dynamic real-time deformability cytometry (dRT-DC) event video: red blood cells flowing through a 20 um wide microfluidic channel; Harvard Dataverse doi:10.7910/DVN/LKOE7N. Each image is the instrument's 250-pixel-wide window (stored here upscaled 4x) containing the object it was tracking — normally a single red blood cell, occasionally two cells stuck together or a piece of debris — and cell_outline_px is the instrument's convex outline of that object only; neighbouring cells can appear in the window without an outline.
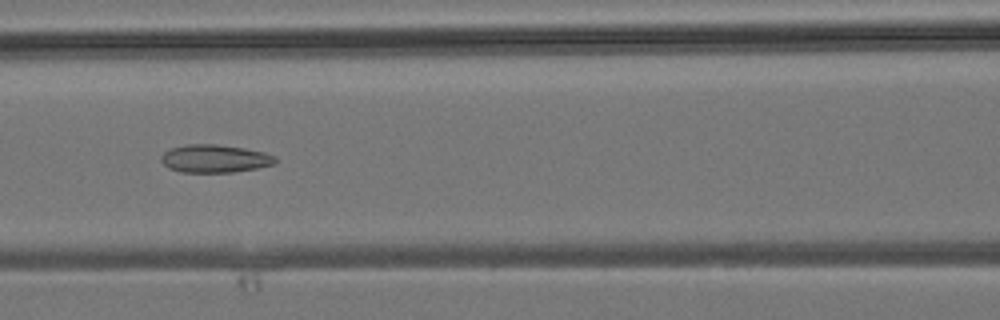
{"species": "common noctule bat (a hibernating species)", "species_latin": "Nyctalus noctula", "temperature_condition": "room temperature", "stored_images_in_passage": 40, "camera_frame_rate_fps": 3000, "um_per_image_px": 0.085, "animal": {"sex": "male", "body_mass_g": 19.2, "forearm_length_mm": 51.8}, "frame": {"image": 1, "passage_image": 15, "time_ms": 4.667, "image_size_px": [1000, 320], "cell_outline_px": [[276, 164], [256, 168], [232, 172], [180, 172], [168, 168], [160, 160], [160, 156], [164, 152], [172, 148], [184, 144], [216, 144], [244, 148], [264, 152], [276, 156]], "centroid_in_image_um": [18.24, 13.48], "position_along_channel_um": 148.4, "area_um2": 18.67}}
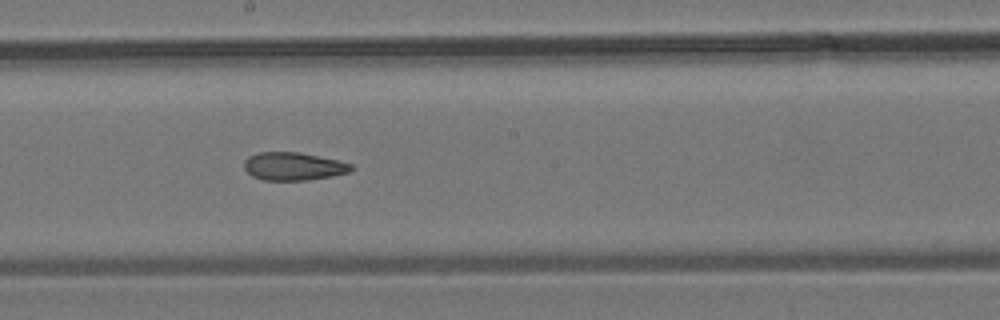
{"frame": {"image": 2, "passage_image": 20, "time_ms": 6.333, "image_size_px": [1000, 320], "cell_outline_px": [[356, 168], [348, 172], [332, 176], [308, 180], [264, 180], [252, 176], [244, 168], [244, 160], [248, 156], [256, 152], [300, 152], [336, 160], [352, 164]], "centroid_in_image_um": [24.93, 14.13], "position_along_channel_um": 223.3, "area_um2": 17.51}}
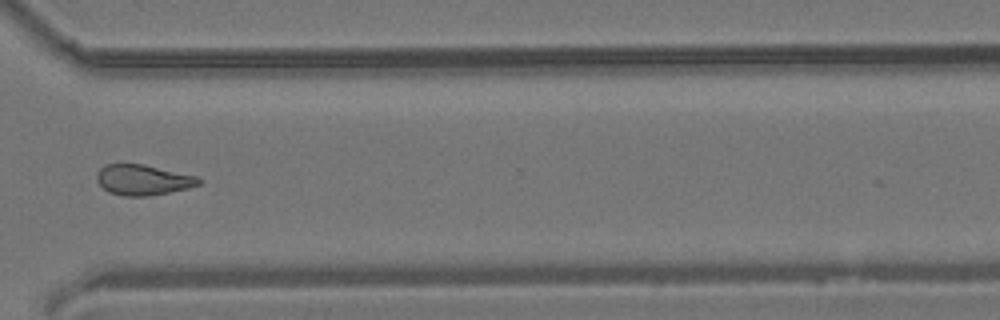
{"frame": {"image": 3, "passage_image": 29, "time_ms": 9.333, "image_size_px": [1000, 320], "cell_outline_px": [[200, 184], [188, 188], [148, 196], [124, 196], [108, 192], [96, 180], [96, 172], [104, 164], [144, 164], [196, 176], [200, 180]], "centroid_in_image_um": [12.11, 15.28], "position_along_channel_um": 358.5, "area_um2": 18.03}}